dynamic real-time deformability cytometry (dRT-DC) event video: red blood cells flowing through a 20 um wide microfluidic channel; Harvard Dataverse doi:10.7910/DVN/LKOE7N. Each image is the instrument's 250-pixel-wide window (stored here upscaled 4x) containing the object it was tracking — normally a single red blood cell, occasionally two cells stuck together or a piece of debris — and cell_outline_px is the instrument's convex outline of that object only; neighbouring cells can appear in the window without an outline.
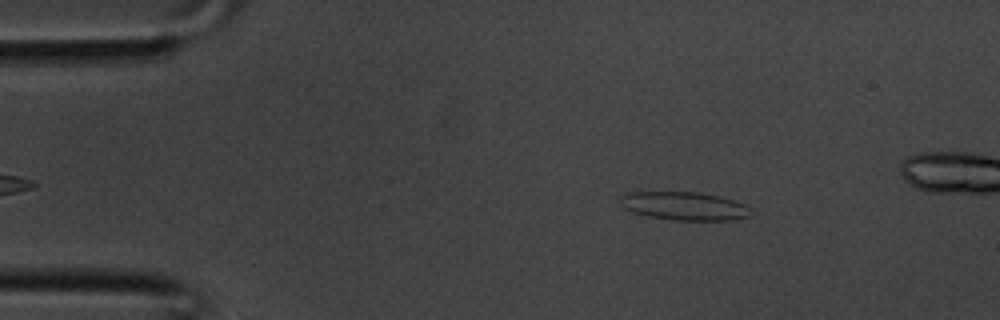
{"species": "common noctule bat (a hibernating species)", "species_latin": "Nyctalus noctula", "temperature_condition": "room temperature", "stored_images_in_passage": 33, "camera_frame_rate_fps": 3000, "um_per_image_px": 0.085, "animal": {"sex": "male", "body_mass_g": 20.1, "forearm_length_mm": 53.5}, "frame": {"image": 1, "passage_image": 3, "time_ms": 0.667, "image_size_px": [1000, 320], "cell_outline_px": [[752, 216], [736, 220], [676, 220], [648, 216], [632, 212], [624, 208], [620, 204], [620, 196], [628, 192], [700, 192], [732, 200], [744, 204], [752, 208]], "centroid_in_image_um": [58.19, 17.52], "position_along_channel_um": 26.8, "area_um2": 21.68}}
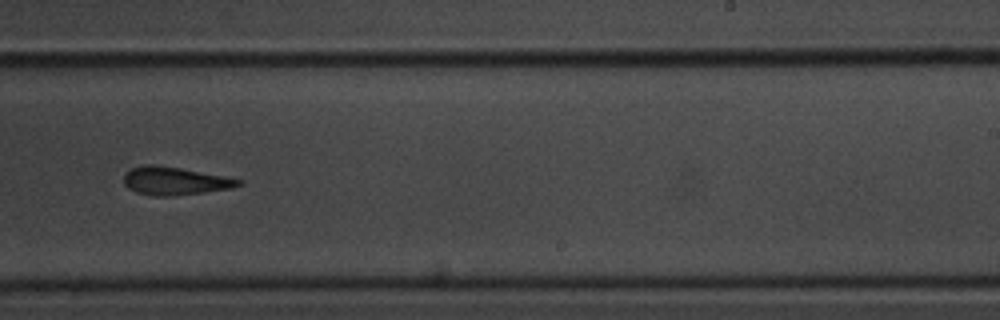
{"frame": {"image": 2, "passage_image": 20, "time_ms": 6.333, "image_size_px": [1000, 320], "cell_outline_px": [[244, 184], [232, 188], [204, 192], [172, 196], [152, 196], [136, 192], [128, 188], [124, 184], [124, 176], [132, 168], [144, 164], [152, 164], [180, 168], [224, 176], [244, 180]], "centroid_in_image_um": [14.88, 15.39], "position_along_channel_um": 274.1, "area_um2": 18.73}}
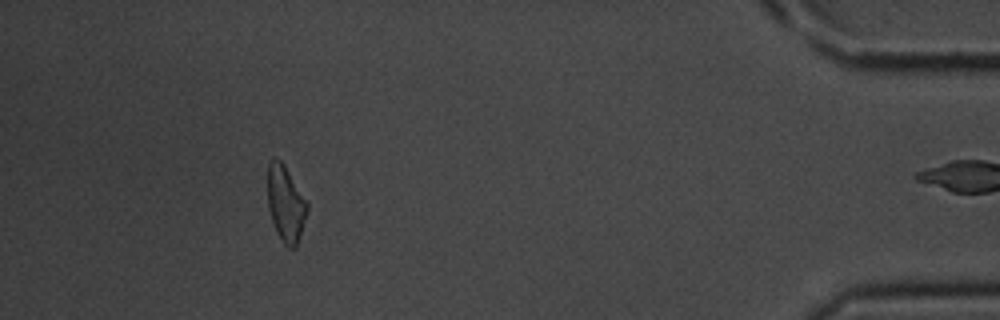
{"frame": {"image": 3, "passage_image": 31, "time_ms": 10.0, "image_size_px": [1000, 320], "cell_outline_px": [[308, 212], [296, 248], [288, 248], [280, 240], [276, 232], [268, 208], [268, 164], [272, 156], [276, 156], [284, 164], [308, 200]], "centroid_in_image_um": [24.3, 17.3], "position_along_channel_um": 410.9, "area_um2": 17.98}}